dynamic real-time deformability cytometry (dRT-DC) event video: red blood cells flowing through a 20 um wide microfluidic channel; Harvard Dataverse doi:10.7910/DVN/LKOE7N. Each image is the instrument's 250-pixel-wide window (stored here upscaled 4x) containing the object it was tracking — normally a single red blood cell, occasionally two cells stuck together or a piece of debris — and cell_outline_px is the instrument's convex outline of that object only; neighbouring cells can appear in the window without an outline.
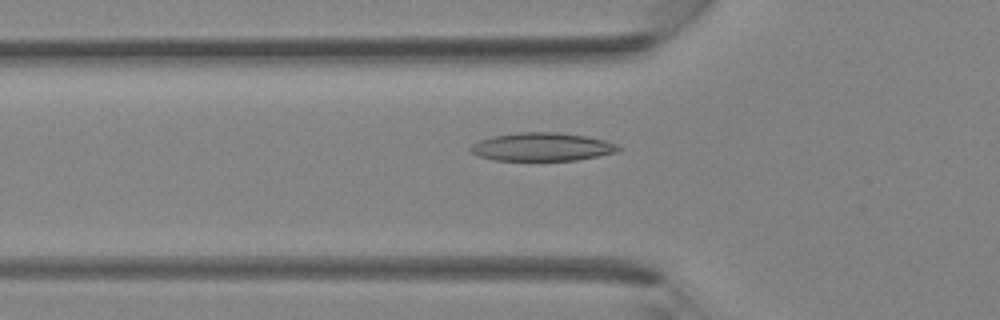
{"species": "Egyptian fruit bat (a non-hibernating species)", "species_latin": "Rousettus aegyptiacus", "temperature_condition": "room temperature", "stored_images_in_passage": 37, "camera_frame_rate_fps": 3000, "um_per_image_px": 0.085, "animal": {"sex": "female"}, "frame": {"image": 1, "passage_image": 13, "time_ms": 4.0, "image_size_px": [1000, 320], "cell_outline_px": [[624, 148], [616, 152], [576, 160], [496, 160], [480, 156], [472, 152], [468, 148], [472, 144], [480, 140], [492, 136], [520, 132], [556, 132], [584, 136], [604, 140], [616, 144]], "centroid_in_image_um": [46.07, 12.48], "position_along_channel_um": 79.7, "area_um2": 24.1}}
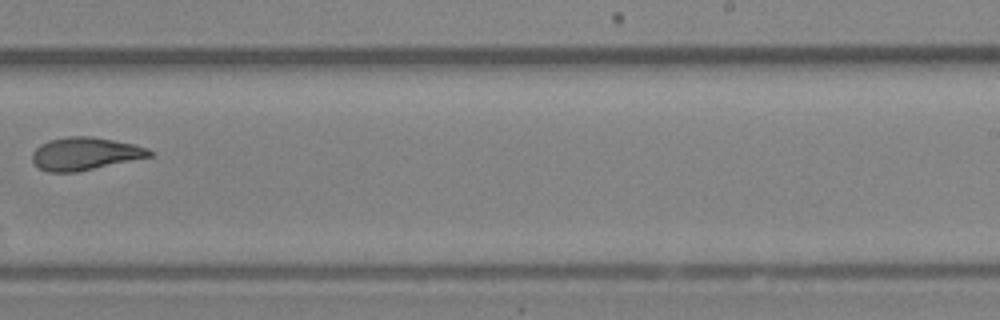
{"frame": {"image": 2, "passage_image": 24, "time_ms": 7.667, "image_size_px": [1000, 320], "cell_outline_px": [[152, 156], [76, 172], [48, 172], [40, 168], [32, 160], [32, 152], [40, 144], [48, 140], [68, 136], [88, 136], [112, 140], [132, 144], [148, 148], [152, 152]], "centroid_in_image_um": [7.19, 13.06], "position_along_channel_um": 281.8, "area_um2": 22.14}}
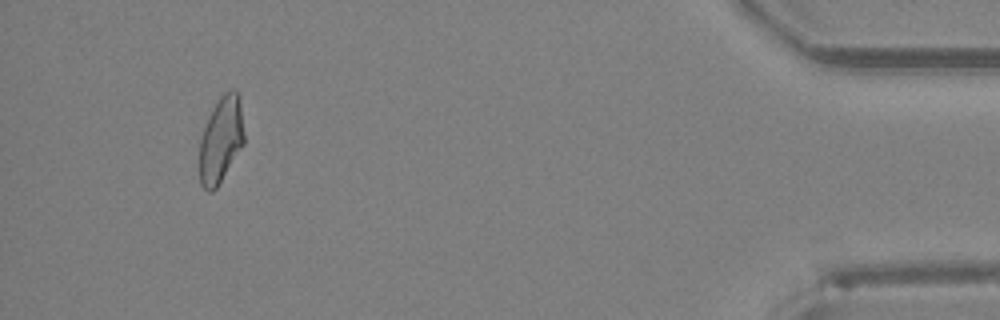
{"frame": {"image": 3, "passage_image": 35, "time_ms": 11.333, "image_size_px": [1000, 320], "cell_outline_px": [[244, 144], [216, 188], [212, 192], [208, 192], [200, 184], [200, 140], [208, 116], [212, 108], [220, 96], [224, 92], [232, 88], [236, 88], [240, 96], [244, 132]], "centroid_in_image_um": [18.8, 11.83], "position_along_channel_um": 416.4, "area_um2": 22.54}}